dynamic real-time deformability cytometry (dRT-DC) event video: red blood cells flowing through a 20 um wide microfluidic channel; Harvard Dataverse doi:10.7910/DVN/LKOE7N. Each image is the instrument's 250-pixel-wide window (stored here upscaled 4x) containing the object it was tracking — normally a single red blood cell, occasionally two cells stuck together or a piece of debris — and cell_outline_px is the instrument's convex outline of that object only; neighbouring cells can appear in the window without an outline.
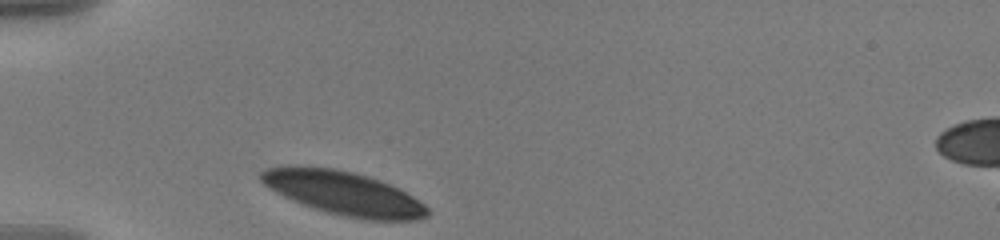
{"species": "human", "species_latin": "Homo sapiens", "temperature_condition": "warm", "stored_images_in_passage": 33, "camera_frame_rate_fps": 3000, "um_per_image_px": 0.085, "donor": {"sex": "male"}, "frame": {"image": 1, "passage_image": 1, "time_ms": 0.0, "image_size_px": [1000, 240], "cell_outline_px": [[428, 216], [416, 220], [364, 220], [344, 216], [328, 212], [304, 204], [284, 196], [268, 188], [260, 180], [260, 172], [268, 168], [280, 164], [304, 164], [336, 168], [368, 176], [380, 180], [400, 188], [424, 204], [428, 208]], "centroid_in_image_um": [29.16, 16.37], "position_along_channel_um": 55.8, "area_um2": 42.83}}
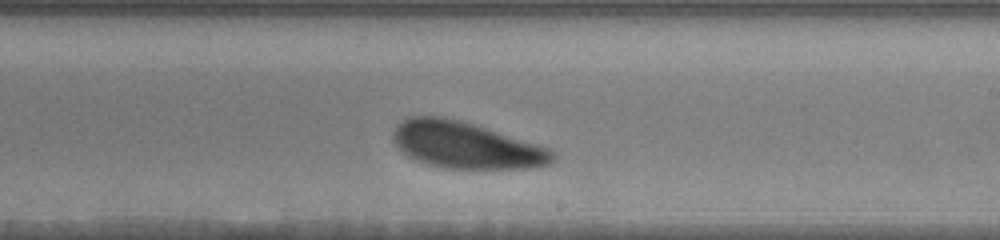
{"frame": {"image": 2, "passage_image": 19, "time_ms": 6.0, "image_size_px": [1000, 240], "cell_outline_px": [[556, 156], [548, 164], [532, 168], [440, 168], [424, 164], [408, 156], [392, 140], [392, 132], [408, 116], [444, 116], [476, 124], [548, 148]], "centroid_in_image_um": [39.57, 12.33], "position_along_channel_um": 249.4, "area_um2": 43.12}}
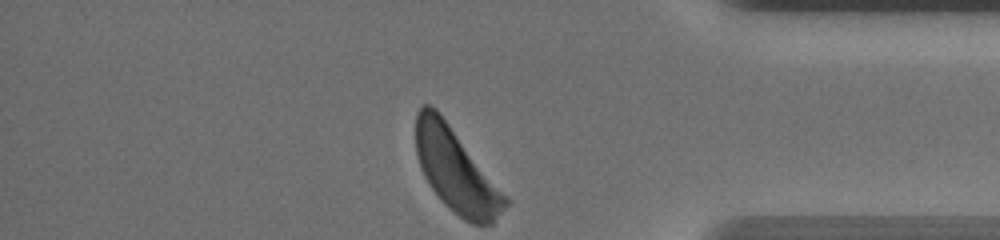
{"frame": {"image": 3, "passage_image": 33, "time_ms": 10.667, "image_size_px": [1000, 240], "cell_outline_px": [[512, 200], [492, 224], [472, 224], [464, 220], [452, 212], [440, 200], [428, 184], [420, 168], [416, 152], [416, 112], [424, 104], [428, 104], [436, 108], [440, 112]], "centroid_in_image_um": [38.79, 14.51], "position_along_channel_um": 396.4, "area_um2": 44.16}, "authors_computed_cell_mechanics": {"area_um2": 44.2748, "velocity_mm_per_s": 3.5042, "shape_relaxation_time_tau1_ms": 1.9661, "shape_relaxation_time_tau2_ms": null, "deformation_change_tau1": 0.1, "deformation_change_tau2": null}}